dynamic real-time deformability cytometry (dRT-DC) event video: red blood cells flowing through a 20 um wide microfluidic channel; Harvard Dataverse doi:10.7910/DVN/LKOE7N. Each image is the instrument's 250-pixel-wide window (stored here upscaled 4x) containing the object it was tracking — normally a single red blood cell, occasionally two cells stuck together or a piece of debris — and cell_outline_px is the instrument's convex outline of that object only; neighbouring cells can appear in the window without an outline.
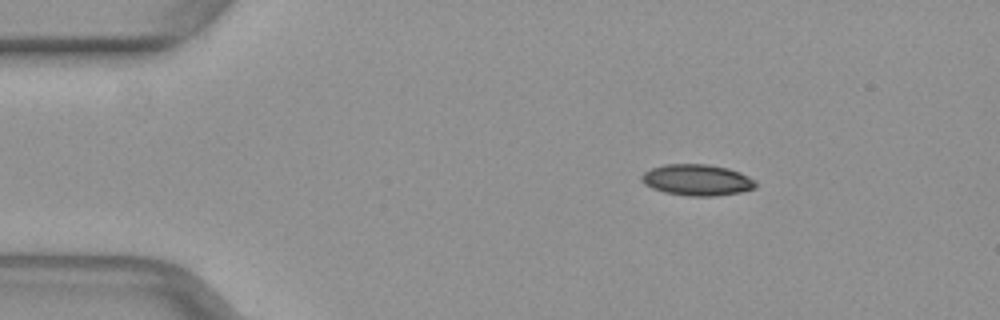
{"species": "common noctule bat (a hibernating species)", "species_latin": "Nyctalus noctula", "temperature_condition": "warm", "stored_images_in_passage": 50, "camera_frame_rate_fps": 3000, "um_per_image_px": 0.085, "animal": {"sex": "female", "body_mass_g": 29.2, "forearm_length_mm": 56.3}, "frame": {"image": 1, "passage_image": 8, "time_ms": 2.333, "image_size_px": [1000, 320], "cell_outline_px": [[756, 188], [740, 192], [716, 196], [688, 196], [664, 192], [652, 188], [644, 184], [640, 180], [640, 176], [644, 172], [652, 168], [664, 164], [708, 164], [728, 168], [740, 172], [756, 180]], "centroid_in_image_um": [59.25, 15.3], "position_along_channel_um": 25.8, "area_um2": 20.92}}
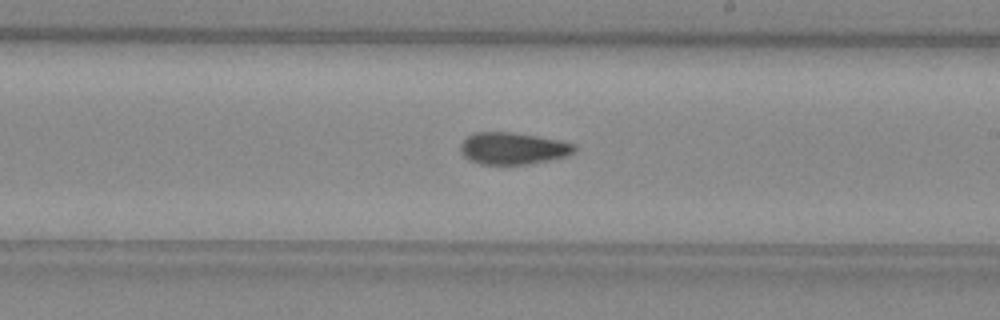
{"frame": {"image": 2, "passage_image": 29, "time_ms": 9.333, "image_size_px": [1000, 320], "cell_outline_px": [[576, 148], [572, 152], [564, 156], [548, 160], [528, 164], [480, 164], [468, 160], [460, 152], [460, 144], [472, 132], [512, 132], [560, 140], [576, 144]], "centroid_in_image_um": [43.55, 12.61], "position_along_channel_um": 245.4, "area_um2": 21.15}}
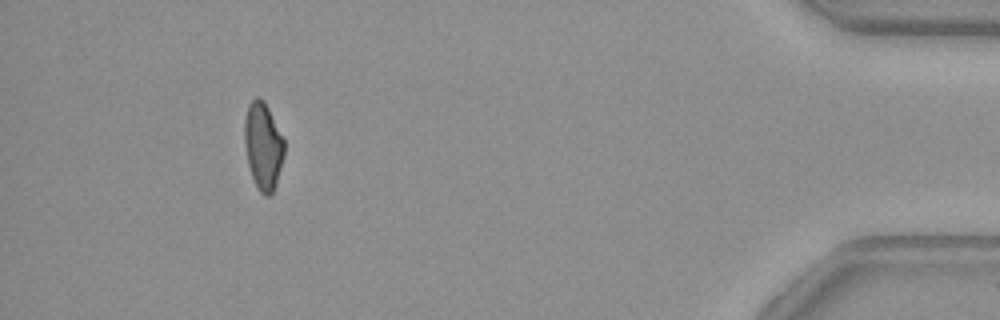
{"frame": {"image": 3, "passage_image": 46, "time_ms": 15.0, "image_size_px": [1000, 320], "cell_outline_px": [[284, 156], [276, 184], [272, 192], [268, 196], [264, 196], [260, 192], [252, 176], [248, 164], [244, 144], [244, 120], [248, 104], [256, 96], [260, 96], [264, 100], [284, 140]], "centroid_in_image_um": [22.35, 12.38], "position_along_channel_um": 412.9, "area_um2": 20.17}}